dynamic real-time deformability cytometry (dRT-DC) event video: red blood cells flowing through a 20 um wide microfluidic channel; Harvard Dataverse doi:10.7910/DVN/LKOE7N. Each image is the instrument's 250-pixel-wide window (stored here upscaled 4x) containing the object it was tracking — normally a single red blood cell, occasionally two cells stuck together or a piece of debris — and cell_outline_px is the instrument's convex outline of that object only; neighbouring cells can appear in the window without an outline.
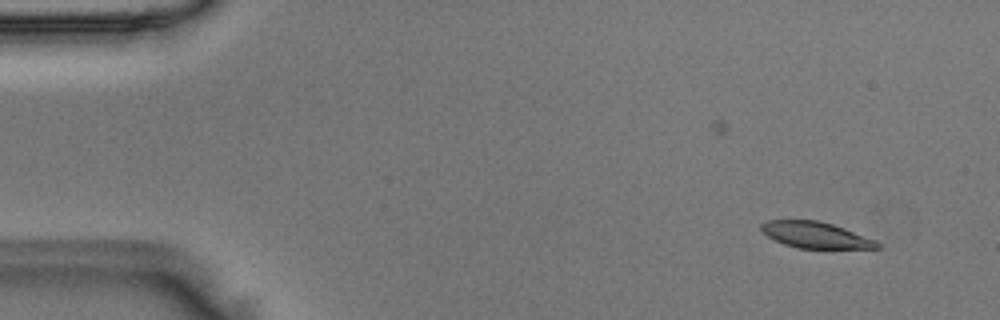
{"species": "Egyptian fruit bat (a non-hibernating species)", "species_latin": "Rousettus aegyptiacus", "temperature_condition": "room temperature", "stored_images_in_passage": 13, "camera_frame_rate_fps": 3000, "um_per_image_px": 0.085, "animal": {"sex": "male"}, "frame": {"image": 1, "passage_image": 3, "time_ms": 0.667, "image_size_px": [1000, 320], "cell_outline_px": [[880, 248], [796, 248], [784, 244], [768, 236], [760, 228], [760, 224], [768, 220], [816, 220], [832, 224], [844, 228], [876, 240], [880, 244]], "centroid_in_image_um": [69.32, 19.97], "position_along_channel_um": 15.7, "area_um2": 17.51}}